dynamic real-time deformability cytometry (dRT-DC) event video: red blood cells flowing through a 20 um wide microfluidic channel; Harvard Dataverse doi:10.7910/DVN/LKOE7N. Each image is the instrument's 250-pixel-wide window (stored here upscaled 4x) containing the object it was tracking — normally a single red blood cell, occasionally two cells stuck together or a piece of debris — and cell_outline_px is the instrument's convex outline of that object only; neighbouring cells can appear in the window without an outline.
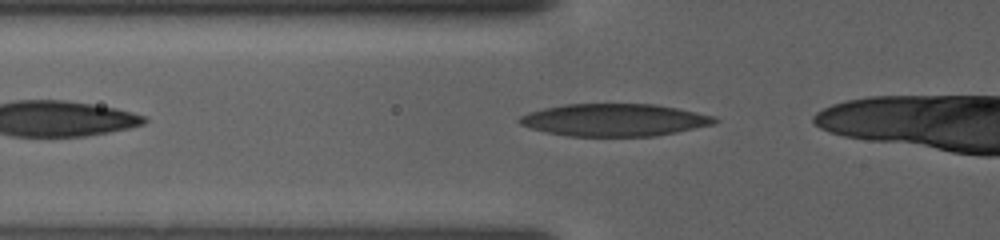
{"species": "human", "species_latin": "Homo sapiens", "temperature_condition": "warm", "stored_images_in_passage": 58, "camera_frame_rate_fps": 3000, "um_per_image_px": 0.085, "donor": {"sex": "female"}, "frame": {"image": 1, "passage_image": 4, "time_ms": 1.0, "image_size_px": [1000, 240], "cell_outline_px": [[720, 120], [716, 124], [656, 136], [568, 136], [544, 132], [520, 124], [516, 120], [520, 116], [528, 112], [544, 108], [564, 104], [656, 104], [716, 116]], "centroid_in_image_um": [52.23, 10.2], "position_along_channel_um": 73.6, "area_um2": 37.05}}
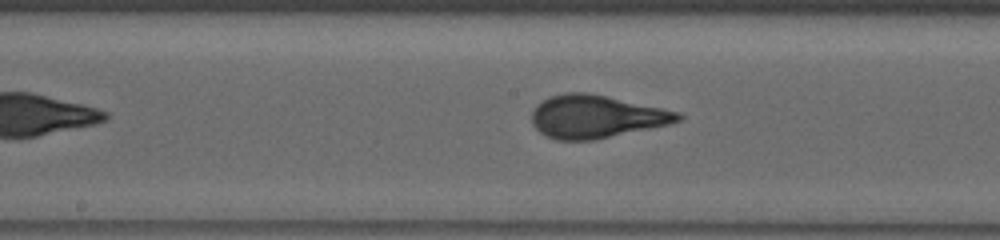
{"frame": {"image": 2, "passage_image": 25, "time_ms": 8.0, "image_size_px": [1000, 240], "cell_outline_px": [[684, 116], [680, 120], [668, 124], [596, 140], [556, 140], [544, 136], [532, 124], [532, 112], [536, 104], [548, 96], [564, 92], [584, 92], [604, 96], [680, 112]], "centroid_in_image_um": [50.61, 9.92], "position_along_channel_um": 197.6, "area_um2": 36.41}}
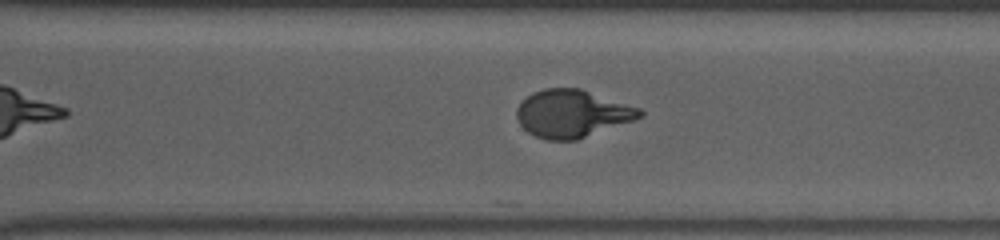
{"frame": {"image": 3, "passage_image": 46, "time_ms": 15.0, "image_size_px": [1000, 240], "cell_outline_px": [[644, 116], [576, 140], [548, 140], [536, 136], [528, 132], [520, 124], [516, 116], [516, 108], [532, 92], [544, 88], [580, 88], [640, 108], [644, 112]], "centroid_in_image_um": [48.62, 9.65], "position_along_channel_um": 322.0, "area_um2": 33.87}}